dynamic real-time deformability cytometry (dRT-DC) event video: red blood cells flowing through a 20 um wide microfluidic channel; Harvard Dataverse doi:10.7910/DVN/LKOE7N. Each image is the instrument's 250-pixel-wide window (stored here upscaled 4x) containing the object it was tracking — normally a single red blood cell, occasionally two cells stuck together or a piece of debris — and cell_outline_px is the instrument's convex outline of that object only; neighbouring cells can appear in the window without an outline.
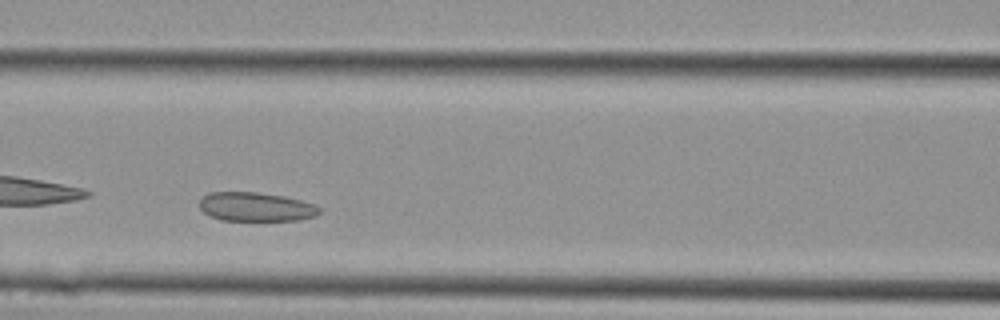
{"species": "Egyptian fruit bat (a non-hibernating species)", "species_latin": "Rousettus aegyptiacus", "temperature_condition": "cold", "stored_images_in_passage": 14, "camera_frame_rate_fps": 3000, "um_per_image_px": 0.085, "animal": {"sex": "female"}, "frame": {"image": 1, "passage_image": 5, "time_ms": 1.333, "image_size_px": [1000, 320], "cell_outline_px": [[320, 212], [316, 216], [296, 220], [220, 220], [208, 216], [200, 208], [200, 200], [208, 192], [256, 192], [284, 196], [316, 204], [320, 208]], "centroid_in_image_um": [21.74, 17.58], "position_along_channel_um": 144.9, "area_um2": 20.29}}
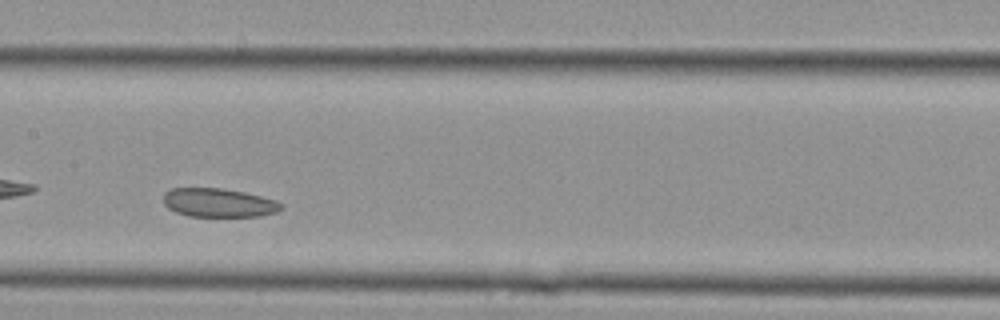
{"frame": {"image": 2, "passage_image": 7, "time_ms": 2.0, "image_size_px": [1000, 320], "cell_outline_px": [[284, 208], [276, 212], [260, 216], [188, 216], [176, 212], [168, 208], [164, 204], [164, 192], [172, 188], [220, 188], [244, 192], [276, 200], [284, 204]], "centroid_in_image_um": [18.6, 17.23], "position_along_channel_um": 188.8, "area_um2": 19.77}}